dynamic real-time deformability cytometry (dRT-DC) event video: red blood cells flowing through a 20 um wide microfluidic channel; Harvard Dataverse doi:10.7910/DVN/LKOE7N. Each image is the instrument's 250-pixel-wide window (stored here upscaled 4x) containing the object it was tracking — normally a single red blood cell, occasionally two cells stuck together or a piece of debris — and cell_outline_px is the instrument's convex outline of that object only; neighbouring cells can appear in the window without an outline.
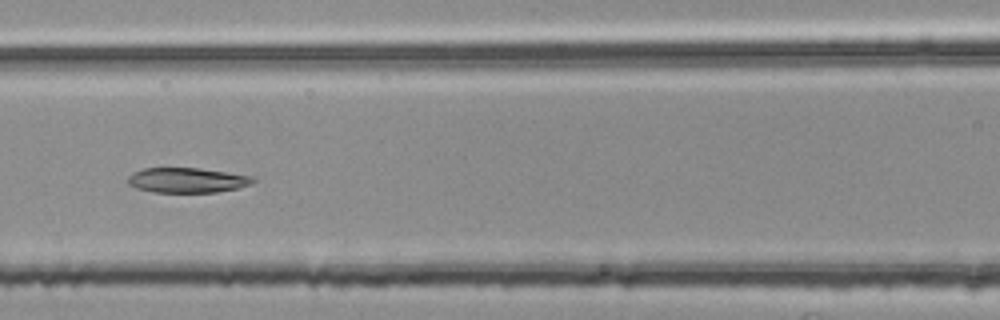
{"species": "common noctule bat (a hibernating species)", "species_latin": "Nyctalus noctula", "temperature_condition": "room temperature", "stored_images_in_passage": 53, "segment_of_instrument_passage": [2, 2], "camera_frame_rate_fps": 3000, "um_per_image_px": 0.085, "animal": {"sex": "female", "body_mass_g": 25.1}, "frame": {"image": 1, "passage_image": 24, "time_ms": 7.667, "image_size_px": [1000, 320], "cell_outline_px": [[256, 180], [252, 184], [240, 188], [216, 192], [152, 192], [136, 188], [128, 184], [128, 176], [132, 172], [144, 168], [200, 168], [252, 176]], "centroid_in_image_um": [15.91, 15.32], "position_along_channel_um": 150.7, "area_um2": 18.32}}
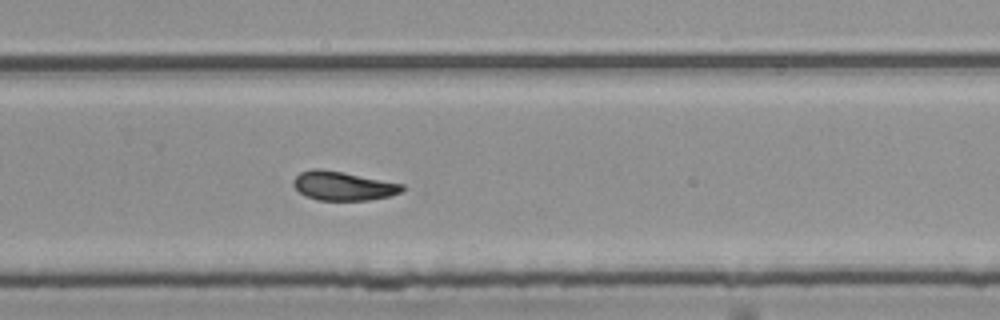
{"frame": {"image": 2, "passage_image": 36, "time_ms": 11.667, "image_size_px": [1000, 320], "cell_outline_px": [[404, 188], [400, 192], [388, 196], [368, 200], [316, 200], [304, 196], [292, 184], [292, 180], [300, 172], [312, 168], [320, 168], [344, 172], [404, 184]], "centroid_in_image_um": [29.12, 15.79], "position_along_channel_um": 300.7, "area_um2": 18.44}}
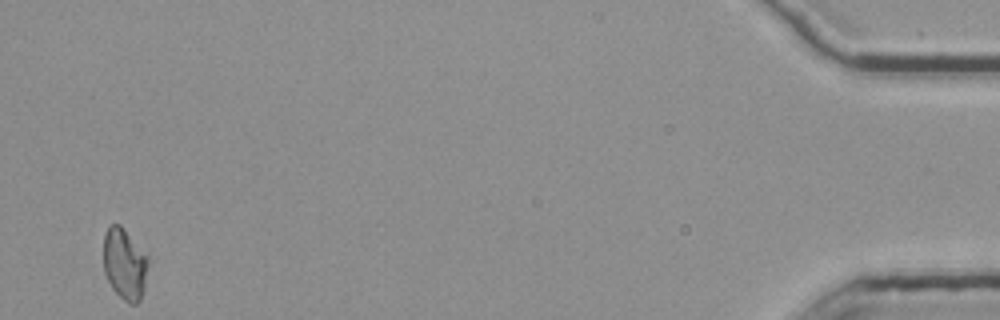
{"frame": {"image": 3, "passage_image": 53, "time_ms": 17.333, "image_size_px": [1000, 320], "cell_outline_px": [[152, 260], [144, 288], [140, 300], [136, 304], [128, 304], [112, 288], [104, 272], [104, 232], [108, 224], [120, 224]], "centroid_in_image_um": [10.63, 22.43], "position_along_channel_um": 424.6, "area_um2": 19.07}}